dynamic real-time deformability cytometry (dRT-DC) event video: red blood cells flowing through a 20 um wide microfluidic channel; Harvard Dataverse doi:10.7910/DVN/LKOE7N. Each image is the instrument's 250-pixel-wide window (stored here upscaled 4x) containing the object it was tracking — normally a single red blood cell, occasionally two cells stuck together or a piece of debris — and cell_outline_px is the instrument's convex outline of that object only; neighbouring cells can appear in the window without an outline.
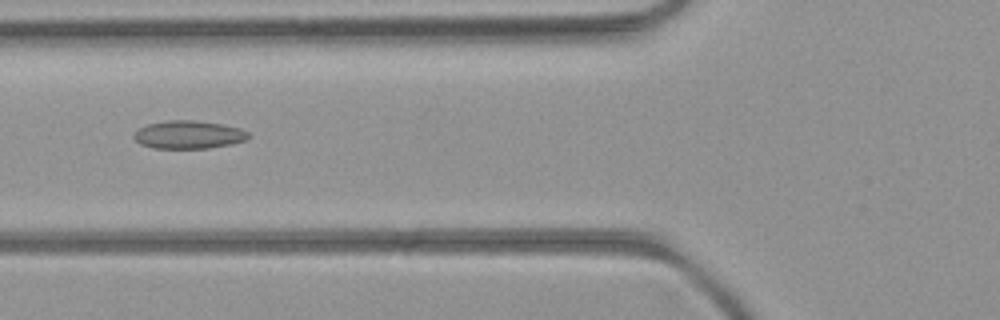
{"species": "common noctule bat (a hibernating species)", "species_latin": "Nyctalus noctula", "temperature_condition": "room temperature", "stored_images_in_passage": 41, "camera_frame_rate_fps": 3000, "um_per_image_px": 0.085, "animal": {"sex": "female", "body_mass_g": 21.9}, "frame": {"image": 1, "passage_image": 9, "time_ms": 2.667, "image_size_px": [1000, 320], "cell_outline_px": [[252, 136], [244, 140], [232, 144], [208, 148], [152, 148], [140, 144], [132, 136], [140, 128], [148, 124], [168, 120], [192, 120], [224, 124], [240, 128], [248, 132]], "centroid_in_image_um": [16.05, 11.45], "position_along_channel_um": 109.7, "area_um2": 18.73}}
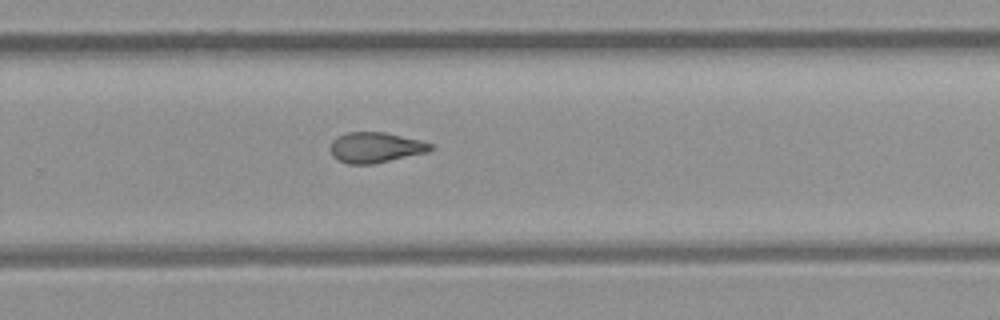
{"frame": {"image": 2, "passage_image": 23, "time_ms": 7.333, "image_size_px": [1000, 320], "cell_outline_px": [[432, 148], [428, 152], [372, 164], [348, 164], [332, 156], [332, 140], [348, 132], [388, 132], [420, 140], [432, 144]], "centroid_in_image_um": [31.95, 12.53], "position_along_channel_um": 297.9, "area_um2": 17.57}}
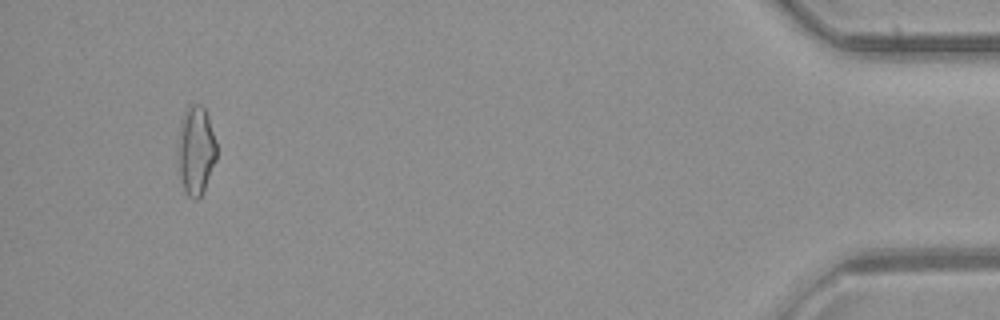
{"frame": {"image": 3, "passage_image": 38, "time_ms": 12.333, "image_size_px": [1000, 320], "cell_outline_px": [[216, 160], [204, 192], [196, 200], [188, 196], [184, 188], [180, 176], [176, 160], [176, 144], [180, 124], [184, 112], [188, 104], [204, 104], [208, 116], [216, 144]], "centroid_in_image_um": [16.62, 12.76], "position_along_channel_um": 418.6, "area_um2": 20.58}}